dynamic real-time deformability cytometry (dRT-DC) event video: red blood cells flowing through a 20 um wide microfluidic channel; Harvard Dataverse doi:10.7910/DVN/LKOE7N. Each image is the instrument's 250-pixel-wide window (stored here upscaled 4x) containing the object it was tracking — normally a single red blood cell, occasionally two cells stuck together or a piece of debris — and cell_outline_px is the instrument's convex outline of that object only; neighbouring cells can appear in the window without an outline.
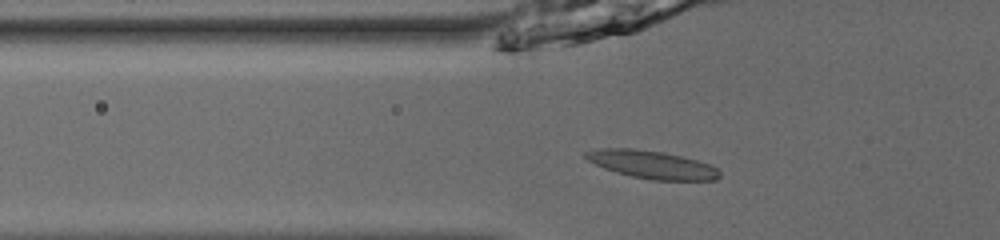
{"species": "common noctule bat (a hibernating species)", "species_latin": "Nyctalus noctula", "temperature_condition": "room temperature", "stored_images_in_passage": 37, "camera_frame_rate_fps": 3000, "um_per_image_px": 0.085, "animal": {"sex": "male", "body_mass_g": 13.0, "forearm_length_mm": 53.1}, "frame": {"image": 1, "passage_image": 4, "time_ms": 1.0, "image_size_px": [1000, 240], "cell_outline_px": [[720, 176], [716, 180], [652, 180], [632, 176], [616, 172], [604, 168], [588, 160], [584, 156], [584, 152], [600, 148], [636, 148], [664, 152], [696, 160], [708, 164], [716, 168], [720, 172]], "centroid_in_image_um": [55.4, 13.98], "position_along_channel_um": 70.4, "area_um2": 21.68}}
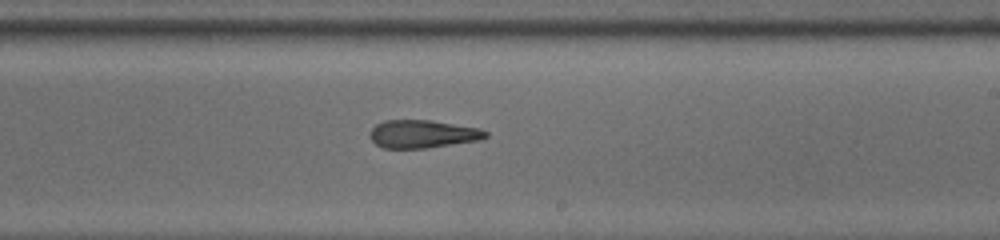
{"frame": {"image": 2, "passage_image": 18, "time_ms": 5.667, "image_size_px": [1000, 240], "cell_outline_px": [[488, 136], [480, 140], [424, 148], [384, 148], [376, 144], [368, 136], [372, 128], [376, 124], [384, 120], [432, 120], [480, 128], [488, 132]], "centroid_in_image_um": [35.92, 11.38], "position_along_channel_um": 253.1, "area_um2": 18.9}}
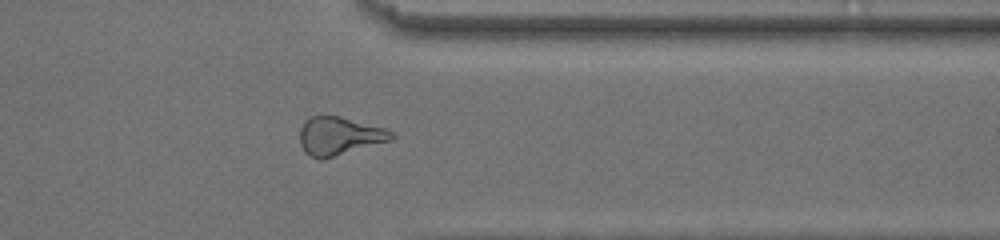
{"frame": {"image": 3, "passage_image": 28, "time_ms": 9.0, "image_size_px": [1000, 240], "cell_outline_px": [[396, 136], [392, 140], [320, 160], [304, 152], [300, 144], [300, 128], [304, 120], [312, 116], [340, 116], [384, 128], [392, 132]], "centroid_in_image_um": [28.82, 11.56], "position_along_channel_um": 382.6, "area_um2": 20.29}, "authors_computed_cell_mechanics": {"area_um2": 20.23, "velocity_mm_per_s": 3.9239, "shape_relaxation_time_tau1_ms": null, "shape_relaxation_time_tau2_ms": 2.4226, "deformation_change_tau1": null, "deformation_change_tau2": 0.128}}